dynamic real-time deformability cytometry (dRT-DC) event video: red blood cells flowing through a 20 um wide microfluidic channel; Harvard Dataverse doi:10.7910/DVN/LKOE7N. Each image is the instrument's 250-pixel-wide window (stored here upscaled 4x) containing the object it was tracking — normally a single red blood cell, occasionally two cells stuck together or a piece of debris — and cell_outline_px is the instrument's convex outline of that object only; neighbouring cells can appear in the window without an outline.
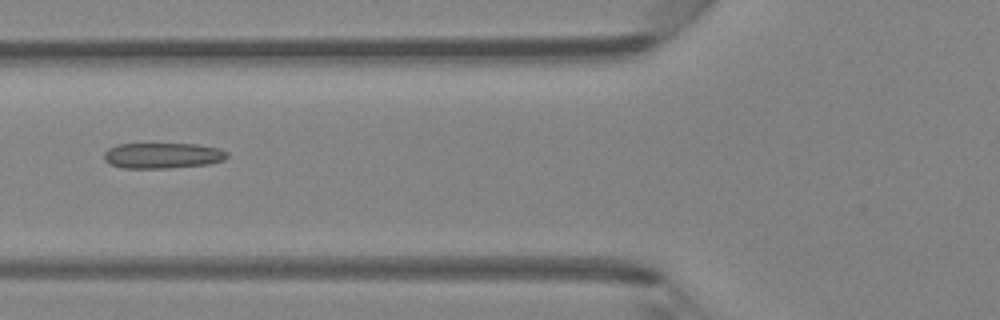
{"species": "Egyptian fruit bat (a non-hibernating species)", "species_latin": "Rousettus aegyptiacus", "temperature_condition": "room temperature", "stored_images_in_passage": 4, "camera_frame_rate_fps": 3000, "um_per_image_px": 0.085, "animal": {"sex": "female"}, "frame": {"image": 1, "passage_image": 4, "time_ms": 3.333, "image_size_px": [1000, 320], "cell_outline_px": [[228, 156], [224, 160], [208, 164], [168, 168], [120, 168], [108, 164], [104, 160], [104, 152], [108, 148], [116, 144], [200, 144], [220, 148], [228, 152]], "centroid_in_image_um": [13.81, 13.22], "position_along_channel_um": 112.0, "area_um2": 18.67}}